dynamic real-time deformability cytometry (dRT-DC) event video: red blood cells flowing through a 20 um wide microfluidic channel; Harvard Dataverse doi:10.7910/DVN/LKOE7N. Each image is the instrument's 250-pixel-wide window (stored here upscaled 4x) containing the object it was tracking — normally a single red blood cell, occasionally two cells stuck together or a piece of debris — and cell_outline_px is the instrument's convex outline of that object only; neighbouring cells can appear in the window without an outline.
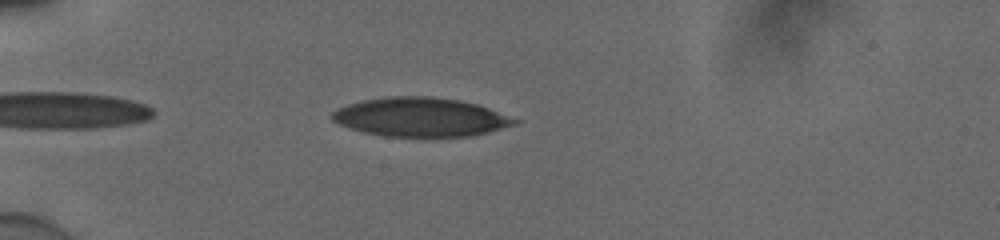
{"species": "human", "species_latin": "Homo sapiens", "temperature_condition": "cold", "stored_images_in_passage": 38, "camera_frame_rate_fps": 3000, "um_per_image_px": 0.085, "donor": {"sex": "male"}, "frame": {"image": 1, "passage_image": 4, "time_ms": 1.0, "image_size_px": [1000, 240], "cell_outline_px": [[520, 120], [516, 124], [488, 132], [472, 136], [384, 136], [364, 132], [340, 124], [332, 120], [332, 112], [336, 108], [348, 104], [364, 100], [388, 96], [428, 96], [460, 100], [476, 104], [488, 108]], "centroid_in_image_um": [35.74, 9.95], "position_along_channel_um": 49.3, "area_um2": 41.1}}
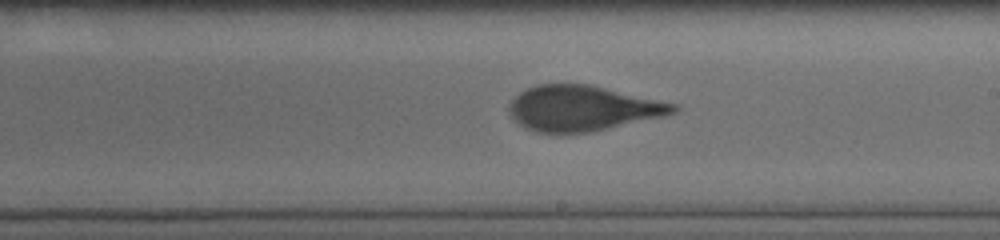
{"frame": {"image": 2, "passage_image": 21, "time_ms": 6.667, "image_size_px": [1000, 240], "cell_outline_px": [[680, 108], [676, 112], [664, 116], [608, 128], [588, 132], [536, 132], [524, 128], [508, 112], [508, 104], [520, 92], [536, 84], [588, 84], [676, 104]], "centroid_in_image_um": [49.49, 9.2], "position_along_channel_um": 239.5, "area_um2": 42.89}}
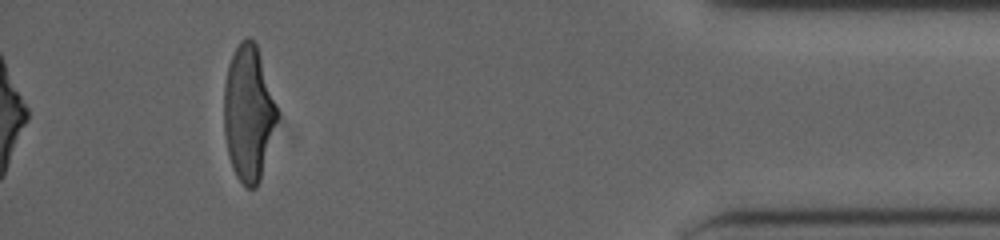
{"frame": {"image": 3, "passage_image": 38, "time_ms": 12.333, "image_size_px": [1000, 240], "cell_outline_px": [[280, 112], [260, 180], [256, 188], [248, 188], [236, 176], [232, 168], [228, 156], [224, 136], [224, 84], [228, 64], [240, 40], [248, 36], [256, 44]], "centroid_in_image_um": [21.12, 9.62], "position_along_channel_um": 414.1, "area_um2": 42.25}, "authors_computed_cell_mechanics": {"area_um2": 43.3211, "velocity_mm_per_s": 3.9119, "shape_relaxation_time_tau1_ms": 4.5424, "shape_relaxation_time_tau2_ms": 0.9078, "deformation_change_tau1": 0.2101, "deformation_change_tau2": 0.094}}